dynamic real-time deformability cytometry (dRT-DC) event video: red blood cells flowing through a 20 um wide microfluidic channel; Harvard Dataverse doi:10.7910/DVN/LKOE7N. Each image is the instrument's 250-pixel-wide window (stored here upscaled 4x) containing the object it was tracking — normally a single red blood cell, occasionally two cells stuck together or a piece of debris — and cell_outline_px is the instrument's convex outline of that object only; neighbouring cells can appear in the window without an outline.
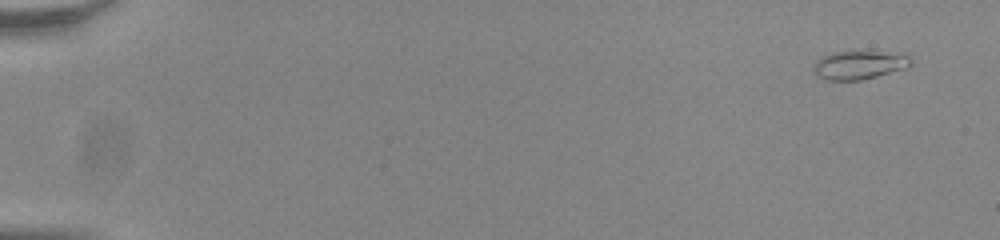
{"species": "common noctule bat (a hibernating species)", "species_latin": "Nyctalus noctula", "temperature_condition": "room temperature", "stored_images_in_passage": 53, "camera_frame_rate_fps": 3000, "um_per_image_px": 0.085, "animal": {"sex": "male", "body_mass_g": 20.0, "forearm_length_mm": 53.3}, "frame": {"image": 1, "passage_image": 1, "time_ms": 0.0, "image_size_px": [1000, 240], "cell_outline_px": [[912, 64], [904, 68], [876, 76], [860, 80], [824, 80], [812, 72], [812, 64], [820, 56], [832, 52], [852, 48], [868, 48], [908, 56], [912, 60]], "centroid_in_image_um": [72.94, 5.45], "position_along_channel_um": 12.1, "area_um2": 17.17}}
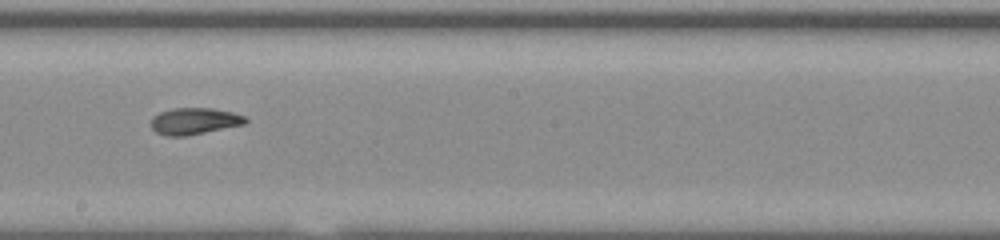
{"frame": {"image": 2, "passage_image": 31, "time_ms": 10.0, "image_size_px": [1000, 240], "cell_outline_px": [[248, 120], [244, 124], [184, 136], [168, 136], [156, 132], [152, 128], [152, 116], [160, 112], [172, 108], [212, 108], [232, 112], [244, 116]], "centroid_in_image_um": [16.5, 10.28], "position_along_channel_um": 231.7, "area_um2": 14.45}}
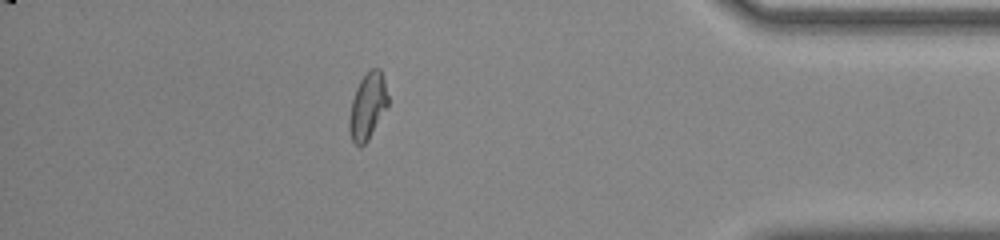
{"frame": {"image": 3, "passage_image": 47, "time_ms": 15.333, "image_size_px": [1000, 240], "cell_outline_px": [[388, 108], [368, 140], [360, 148], [352, 140], [348, 128], [348, 120], [352, 100], [356, 88], [360, 80], [372, 68], [380, 68], [384, 80], [388, 96]], "centroid_in_image_um": [31.25, 9.06], "position_along_channel_um": 403.9, "area_um2": 15.09}, "authors_computed_cell_mechanics": {"area_um2": 15.1436, "velocity_mm_per_s": 3.8417, "shape_relaxation_time_tau1_ms": 5.2456, "shape_relaxation_time_tau2_ms": 2.7021, "deformation_change_tau1": 0.138, "deformation_change_tau2": 0.0785}}